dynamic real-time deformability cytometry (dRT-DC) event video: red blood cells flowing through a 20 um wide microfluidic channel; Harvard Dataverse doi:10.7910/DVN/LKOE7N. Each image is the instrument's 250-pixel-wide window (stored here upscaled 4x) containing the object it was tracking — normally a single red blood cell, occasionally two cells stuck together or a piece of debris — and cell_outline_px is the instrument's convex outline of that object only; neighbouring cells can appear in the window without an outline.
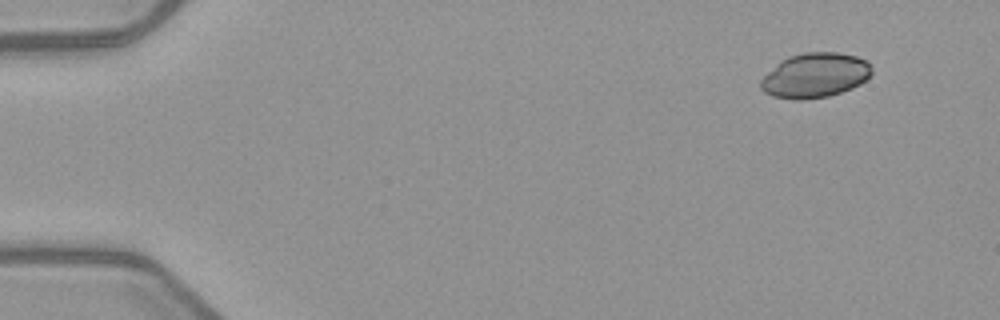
{"species": "common noctule bat (a hibernating species)", "species_latin": "Nyctalus noctula", "temperature_condition": "warm", "stored_images_in_passage": 4, "camera_frame_rate_fps": 3000, "um_per_image_px": 0.085, "animal": {"sex": "female", "body_mass_g": 21.9}, "frame": {"image": 1, "passage_image": 1, "time_ms": 0.0, "image_size_px": [1000, 320], "cell_outline_px": [[872, 72], [860, 84], [852, 88], [828, 96], [804, 100], [792, 100], [772, 96], [764, 92], [760, 88], [760, 80], [780, 60], [804, 52], [836, 52], [856, 56], [868, 60], [872, 68]], "centroid_in_image_um": [69.27, 6.41], "position_along_channel_um": 15.7, "area_um2": 29.02}}
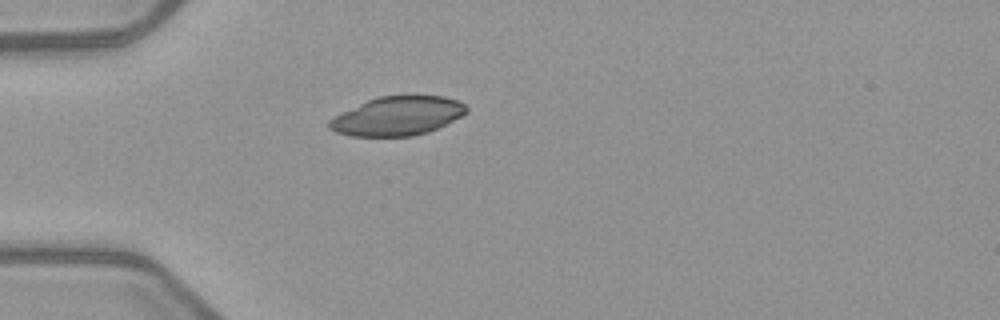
{"frame": {"image": 2, "passage_image": 4, "time_ms": 3.667, "image_size_px": [1000, 320], "cell_outline_px": [[468, 112], [428, 132], [412, 136], [352, 136], [336, 132], [328, 128], [328, 120], [332, 116], [368, 100], [380, 96], [444, 96], [456, 100], [464, 104], [468, 108]], "centroid_in_image_um": [33.74, 9.86], "position_along_channel_um": 51.3, "area_um2": 30.87}}